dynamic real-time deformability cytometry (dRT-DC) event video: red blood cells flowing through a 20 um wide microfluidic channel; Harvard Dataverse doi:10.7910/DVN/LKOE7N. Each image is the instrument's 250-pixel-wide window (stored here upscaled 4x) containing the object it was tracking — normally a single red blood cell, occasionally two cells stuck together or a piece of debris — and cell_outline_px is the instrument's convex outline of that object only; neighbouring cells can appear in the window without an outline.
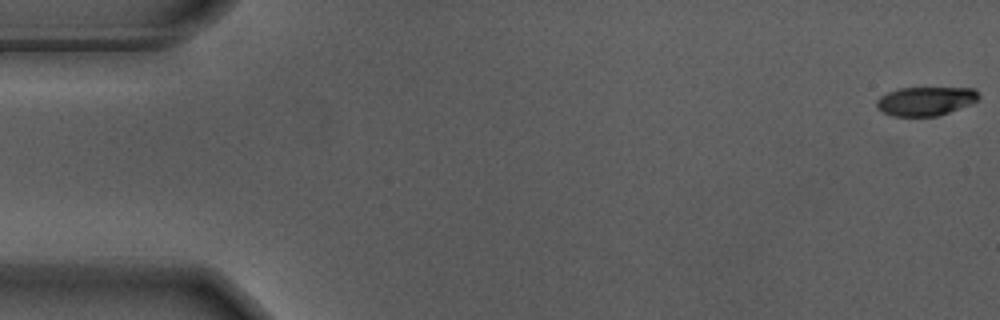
{"species": "Egyptian fruit bat (a non-hibernating species)", "species_latin": "Rousettus aegyptiacus", "temperature_condition": "warm", "stored_images_in_passage": 56, "camera_frame_rate_fps": 3000, "um_per_image_px": 0.085, "animal": {"sex": "male"}, "frame": {"image": 1, "passage_image": 1, "time_ms": 0.0, "image_size_px": [1000, 320], "cell_outline_px": [[980, 96], [976, 100], [968, 104], [948, 112], [936, 116], [892, 116], [884, 112], [876, 104], [876, 100], [880, 96], [888, 92], [900, 88], [976, 88]], "centroid_in_image_um": [78.66, 8.58], "position_along_channel_um": 6.3, "area_um2": 16.88}}
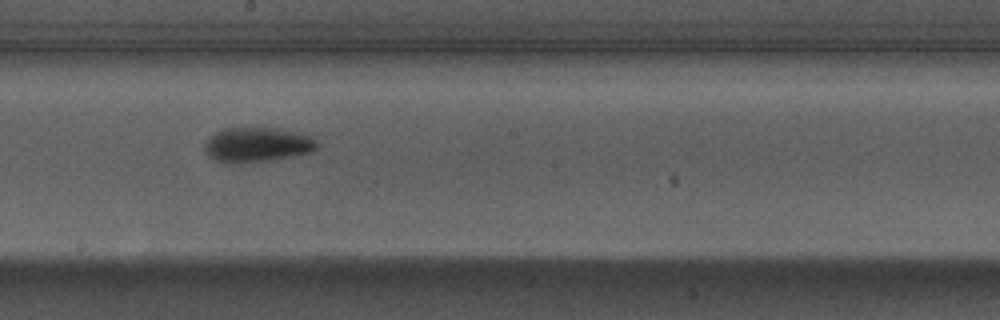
{"frame": {"image": 2, "passage_image": 31, "time_ms": 10.0, "image_size_px": [1000, 320], "cell_outline_px": [[320, 144], [312, 152], [292, 156], [268, 160], [232, 164], [216, 160], [204, 148], [204, 144], [216, 132], [224, 128], [280, 128], [296, 132], [308, 136], [316, 140]], "centroid_in_image_um": [21.9, 12.29], "position_along_channel_um": 226.3, "area_um2": 22.43}}
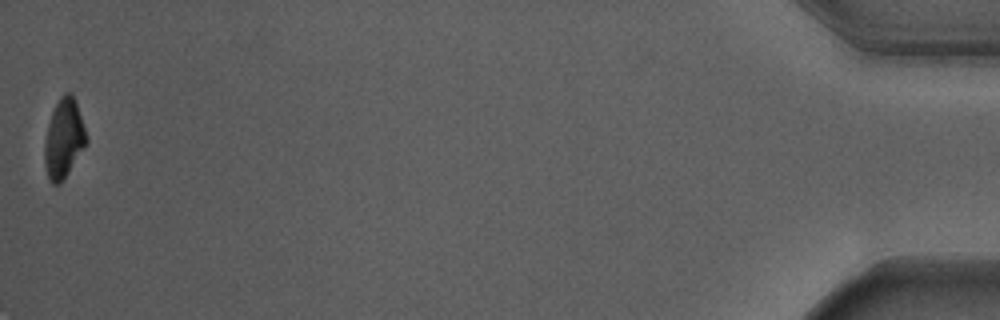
{"frame": {"image": 3, "passage_image": 56, "time_ms": 18.333, "image_size_px": [1000, 320], "cell_outline_px": [[88, 140], [68, 172], [60, 184], [52, 184], [48, 176], [44, 164], [44, 144], [48, 124], [52, 112], [60, 96], [64, 92], [68, 92], [72, 96], [76, 104]], "centroid_in_image_um": [5.39, 11.79], "position_along_channel_um": 429.8, "area_um2": 18.73}, "authors_computed_cell_mechanics": {"area_um2": 20.3456, "velocity_mm_per_s": 3.692, "shape_relaxation_time_tau1_ms": 2.1978, "shape_relaxation_time_tau2_ms": 4.2236, "deformation_change_tau1": 0.175, "deformation_change_tau2": 0.0721}}